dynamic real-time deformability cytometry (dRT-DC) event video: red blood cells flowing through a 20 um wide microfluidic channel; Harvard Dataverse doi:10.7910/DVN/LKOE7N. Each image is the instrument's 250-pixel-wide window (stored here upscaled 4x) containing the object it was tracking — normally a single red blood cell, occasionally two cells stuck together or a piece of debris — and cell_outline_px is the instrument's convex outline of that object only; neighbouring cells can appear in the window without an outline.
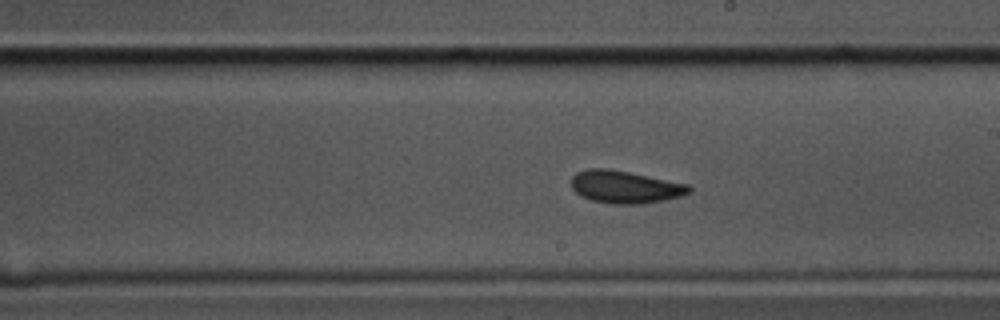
{"species": "common noctule bat (a hibernating species)", "species_latin": "Nyctalus noctula", "temperature_condition": "cold", "stored_images_in_passage": 42, "segment_of_instrument_passage": [1, 2], "camera_frame_rate_fps": 3000, "um_per_image_px": 0.085, "animal": {"sex": "male", "body_mass_g": 17.5, "forearm_length_mm": 52.3}, "frame": {"image": 1, "passage_image": 16, "time_ms": 5.0, "image_size_px": [1000, 320], "cell_outline_px": [[692, 192], [680, 196], [664, 200], [644, 204], [608, 204], [592, 200], [580, 196], [572, 188], [572, 176], [576, 172], [588, 168], [608, 168], [688, 184], [692, 188]], "centroid_in_image_um": [53.12, 15.9], "position_along_channel_um": 235.9, "area_um2": 22.43}}
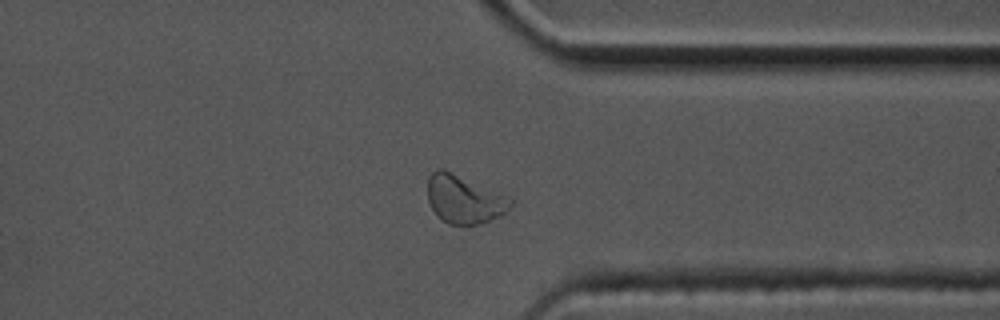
{"frame": {"image": 2, "passage_image": 28, "time_ms": 9.0, "image_size_px": [1000, 320], "cell_outline_px": [[516, 200], [500, 216], [480, 224], [468, 228], [448, 224], [436, 216], [428, 200], [428, 176], [436, 168], [444, 168]], "centroid_in_image_um": [39.43, 16.97], "position_along_channel_um": 372.0, "area_um2": 23.81}}
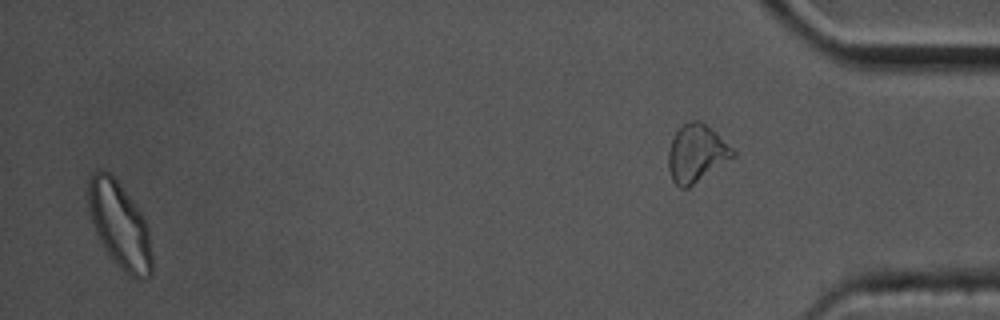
{"frame": {"image": 3, "passage_image": 40, "time_ms": 13.0, "image_size_px": [1000, 320], "cell_outline_px": [[152, 272], [148, 276], [140, 280], [128, 276], [112, 260], [104, 248], [96, 232], [88, 208], [88, 176], [96, 168], [104, 168], [116, 180], [144, 216], [148, 224], [152, 256]], "centroid_in_image_um": [10.17, 19.13], "position_along_channel_um": 425.0, "area_um2": 32.25}}